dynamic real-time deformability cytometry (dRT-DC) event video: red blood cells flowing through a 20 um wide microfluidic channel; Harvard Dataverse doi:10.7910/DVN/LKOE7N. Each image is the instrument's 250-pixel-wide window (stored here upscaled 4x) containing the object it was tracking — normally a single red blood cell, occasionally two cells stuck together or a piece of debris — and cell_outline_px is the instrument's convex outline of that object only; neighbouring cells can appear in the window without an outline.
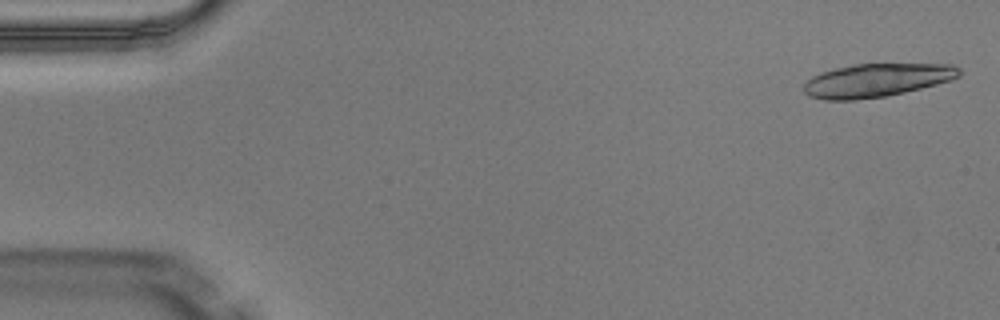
{"species": "Egyptian fruit bat (a non-hibernating species)", "species_latin": "Rousettus aegyptiacus", "temperature_condition": "warm", "stored_images_in_passage": 5, "camera_frame_rate_fps": 3000, "um_per_image_px": 0.085, "animal": {"sex": "male"}, "frame": {"image": 1, "passage_image": 1, "time_ms": 0.0, "image_size_px": [1000, 320], "cell_outline_px": [[964, 72], [960, 76], [952, 80], [904, 92], [884, 96], [856, 100], [824, 100], [808, 96], [804, 92], [804, 84], [812, 76], [820, 72], [852, 64], [952, 64], [960, 68]], "centroid_in_image_um": [74.53, 6.82], "position_along_channel_um": 10.5, "area_um2": 30.35}}
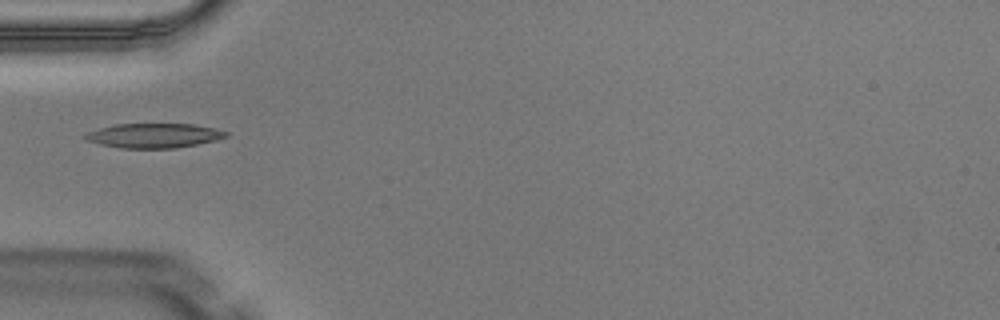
{"frame": {"image": 2, "passage_image": 5, "time_ms": 1.333, "image_size_px": [1000, 320], "cell_outline_px": [[228, 136], [216, 140], [176, 148], [120, 148], [100, 144], [84, 140], [84, 136], [88, 132], [100, 128], [116, 124], [192, 124], [216, 128], [228, 132]], "centroid_in_image_um": [13.09, 11.52], "position_along_channel_um": 71.9, "area_um2": 20.06}}